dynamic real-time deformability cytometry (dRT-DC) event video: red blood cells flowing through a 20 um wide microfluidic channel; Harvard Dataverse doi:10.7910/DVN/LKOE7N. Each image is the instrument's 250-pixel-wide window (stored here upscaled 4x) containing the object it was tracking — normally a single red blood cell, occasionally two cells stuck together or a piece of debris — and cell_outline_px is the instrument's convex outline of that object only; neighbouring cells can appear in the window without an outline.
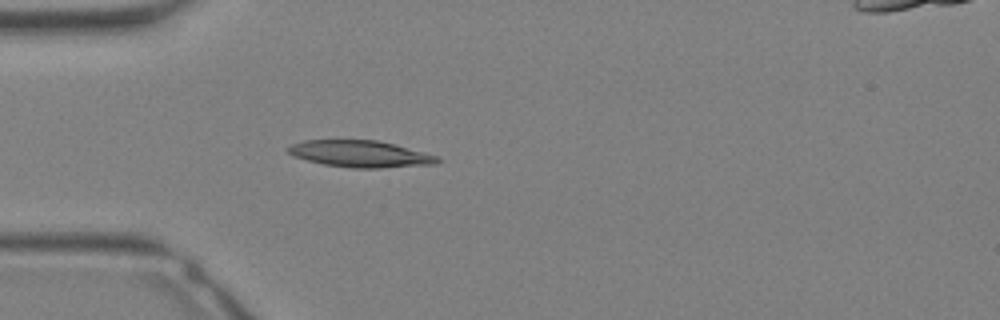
{"species": "Egyptian fruit bat (a non-hibernating species)", "species_latin": "Rousettus aegyptiacus", "temperature_condition": "warm", "stored_images_in_passage": 24, "camera_frame_rate_fps": 3000, "um_per_image_px": 0.085, "animal": {"sex": "female"}, "frame": {"image": 1, "passage_image": 1, "time_ms": 0.0, "image_size_px": [1000, 320], "cell_outline_px": [[440, 160], [436, 164], [380, 168], [352, 168], [324, 164], [308, 160], [296, 156], [288, 152], [284, 148], [292, 144], [304, 140], [376, 140], [396, 144], [424, 152], [436, 156]], "centroid_in_image_um": [30.62, 13.07], "position_along_channel_um": 54.4, "area_um2": 23.12}}
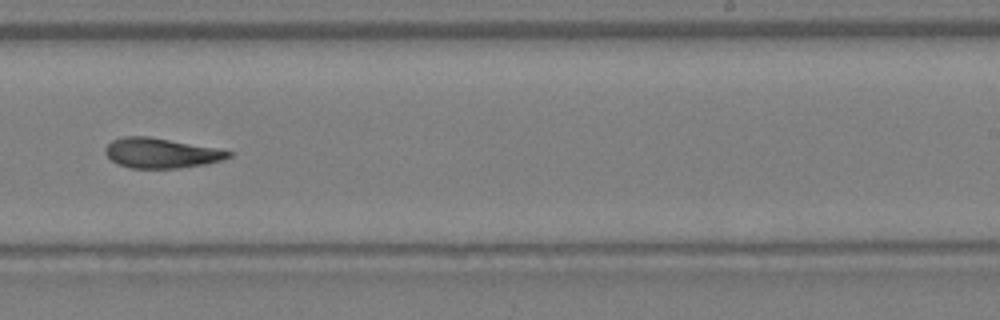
{"frame": {"image": 2, "passage_image": 12, "time_ms": 3.667, "image_size_px": [1000, 320], "cell_outline_px": [[232, 156], [220, 160], [204, 164], [180, 168], [128, 168], [116, 164], [104, 152], [104, 148], [112, 140], [124, 136], [148, 136], [212, 148], [232, 152]], "centroid_in_image_um": [13.61, 13.02], "position_along_channel_um": 275.4, "area_um2": 21.21}}
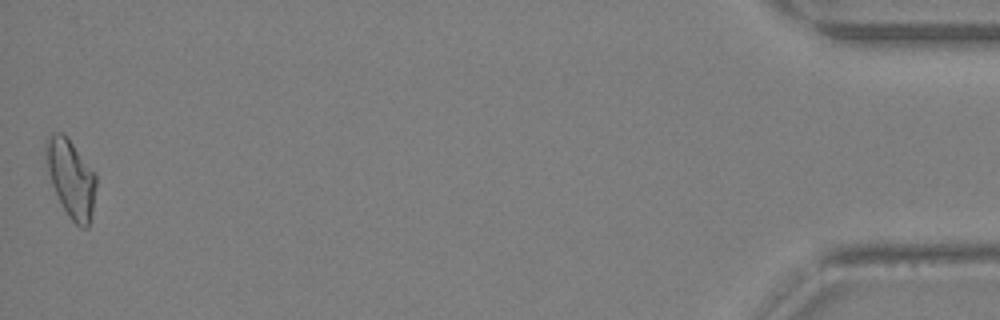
{"frame": {"image": 3, "passage_image": 24, "time_ms": 7.667, "image_size_px": [1000, 320], "cell_outline_px": [[96, 184], [92, 212], [88, 228], [80, 228], [68, 216], [52, 184], [48, 172], [44, 152], [44, 144], [48, 136], [52, 132], [64, 132], [96, 172]], "centroid_in_image_um": [6.03, 15.1], "position_along_channel_um": 429.2, "area_um2": 22.95}}